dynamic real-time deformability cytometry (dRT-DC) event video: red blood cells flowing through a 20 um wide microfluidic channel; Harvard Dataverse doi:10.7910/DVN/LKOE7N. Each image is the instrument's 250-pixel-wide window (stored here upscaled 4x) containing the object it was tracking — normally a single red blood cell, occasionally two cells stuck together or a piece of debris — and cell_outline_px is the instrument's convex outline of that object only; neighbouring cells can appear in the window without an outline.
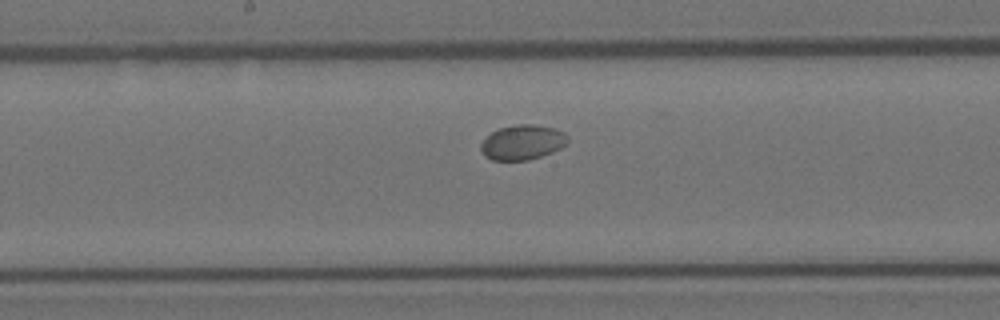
{"species": "Egyptian fruit bat (a non-hibernating species)", "species_latin": "Rousettus aegyptiacus", "temperature_condition": "room temperature", "stored_images_in_passage": 6, "camera_frame_rate_fps": 3000, "um_per_image_px": 0.085, "animal": {"sex": "female"}, "frame": {"image": 1, "passage_image": 5, "time_ms": 1.333, "image_size_px": [1000, 320], "cell_outline_px": [[568, 144], [552, 152], [528, 160], [492, 160], [484, 156], [480, 148], [480, 144], [492, 132], [500, 128], [516, 124], [532, 124], [556, 128], [564, 132], [568, 136]], "centroid_in_image_um": [44.43, 12.09], "position_along_channel_um": 203.8, "area_um2": 17.69}}
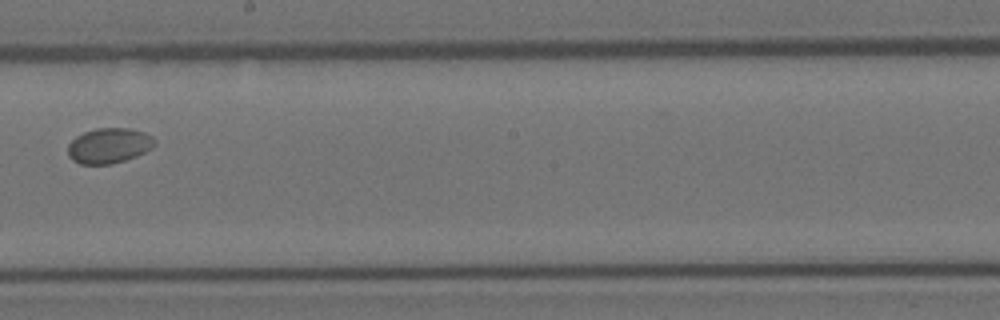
{"frame": {"image": 2, "passage_image": 6, "time_ms": 1.667, "image_size_px": [1000, 320], "cell_outline_px": [[156, 144], [152, 148], [136, 156], [112, 164], [80, 164], [72, 160], [68, 156], [68, 144], [76, 136], [84, 132], [96, 128], [128, 128], [144, 132], [152, 136], [156, 140]], "centroid_in_image_um": [9.26, 12.38], "position_along_channel_um": 238.9, "area_um2": 17.92}}